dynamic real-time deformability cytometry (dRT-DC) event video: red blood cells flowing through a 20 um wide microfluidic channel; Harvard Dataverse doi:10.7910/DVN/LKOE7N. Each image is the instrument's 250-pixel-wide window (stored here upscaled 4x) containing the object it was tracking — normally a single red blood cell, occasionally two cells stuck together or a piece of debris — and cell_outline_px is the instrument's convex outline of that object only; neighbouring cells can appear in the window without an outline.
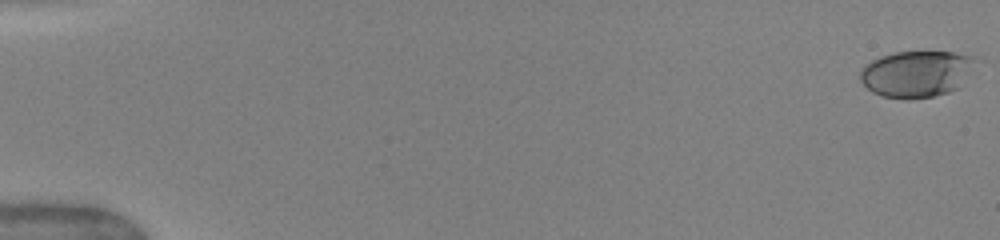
{"species": "human", "species_latin": "Homo sapiens", "temperature_condition": "warm", "stored_images_in_passage": 13, "camera_frame_rate_fps": 3000, "um_per_image_px": 0.085, "donor": {"sex": "female"}, "frame": {"image": 1, "passage_image": 1, "time_ms": 0.0, "image_size_px": [1000, 240], "cell_outline_px": [[972, 56], [956, 88], [948, 92], [932, 96], [908, 100], [884, 96], [872, 92], [860, 80], [860, 72], [872, 60], [880, 56], [892, 52], [952, 52]], "centroid_in_image_um": [77.73, 6.28], "position_along_channel_um": 7.3, "area_um2": 29.88}}
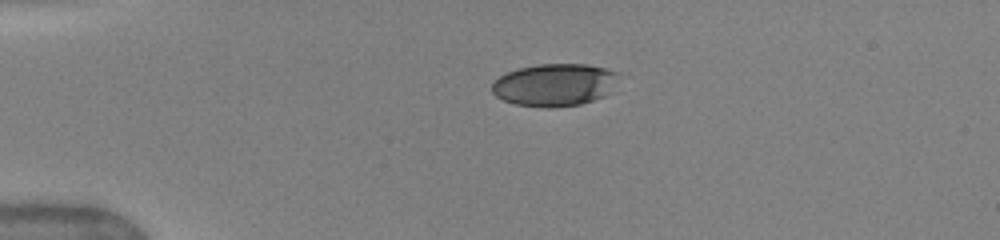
{"frame": {"image": 2, "passage_image": 7, "time_ms": 4.0, "image_size_px": [1000, 240], "cell_outline_px": [[616, 72], [604, 96], [580, 104], [552, 108], [544, 108], [516, 104], [504, 100], [496, 96], [492, 92], [492, 84], [500, 76], [508, 72], [520, 68], [536, 64], [588, 64], [604, 68]], "centroid_in_image_um": [47.04, 7.22], "position_along_channel_um": 38.0, "area_um2": 30.63}}